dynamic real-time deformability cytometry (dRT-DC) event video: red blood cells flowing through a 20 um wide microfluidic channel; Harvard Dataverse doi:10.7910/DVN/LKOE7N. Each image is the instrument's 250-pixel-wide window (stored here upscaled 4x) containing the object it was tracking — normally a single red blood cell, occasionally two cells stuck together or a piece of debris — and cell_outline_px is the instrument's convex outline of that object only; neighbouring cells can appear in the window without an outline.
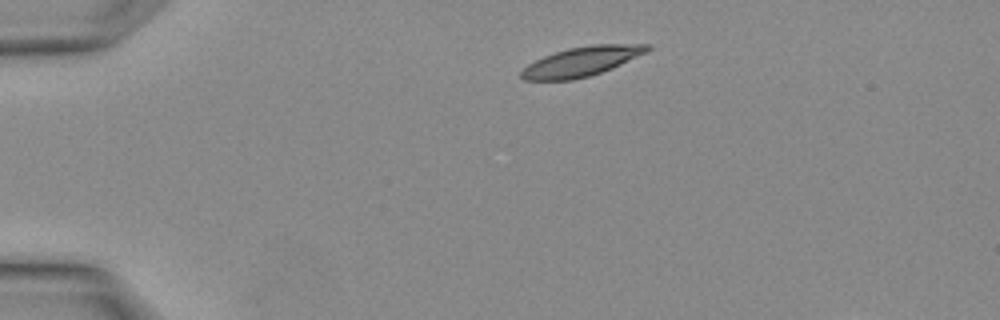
{"species": "Egyptian fruit bat (a non-hibernating species)", "species_latin": "Rousettus aegyptiacus", "temperature_condition": "warm", "stored_images_in_passage": 1, "camera_frame_rate_fps": 3000, "um_per_image_px": 0.085, "animal": {"sex": "female"}, "frame": {"image": 1, "passage_image": 1, "time_ms": 0.0, "image_size_px": [1000, 320], "cell_outline_px": [[652, 48], [612, 68], [588, 76], [572, 80], [524, 80], [520, 76], [520, 72], [528, 64], [544, 56], [568, 48], [592, 44], [652, 44]], "centroid_in_image_um": [49.41, 5.22], "position_along_channel_um": 35.6, "area_um2": 21.33}}